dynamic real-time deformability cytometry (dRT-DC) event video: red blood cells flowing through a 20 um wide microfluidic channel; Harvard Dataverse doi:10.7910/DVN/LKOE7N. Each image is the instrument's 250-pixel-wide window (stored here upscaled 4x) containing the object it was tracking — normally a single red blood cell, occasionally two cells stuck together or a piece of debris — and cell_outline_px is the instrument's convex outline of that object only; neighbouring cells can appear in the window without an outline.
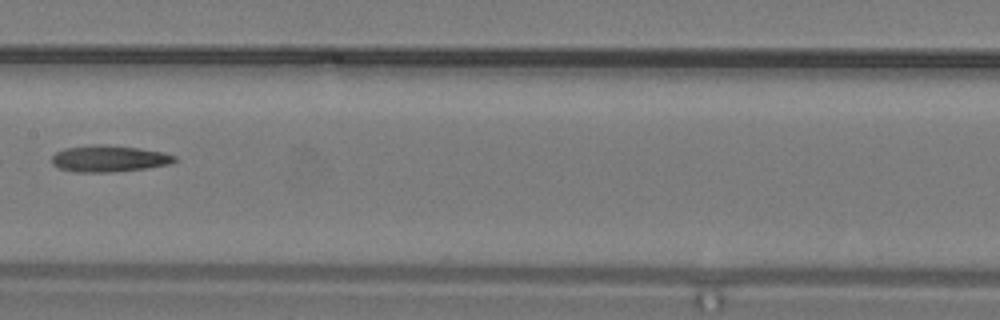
{"species": "common noctule bat (a hibernating species)", "species_latin": "Nyctalus noctula", "temperature_condition": "warm", "stored_images_in_passage": 19, "camera_frame_rate_fps": 3000, "um_per_image_px": 0.085, "animal": {"sex": "male", "body_mass_g": 19.2, "forearm_length_mm": 51.8}, "frame": {"image": 1, "passage_image": 6, "time_ms": 1.667, "image_size_px": [1000, 320], "cell_outline_px": [[176, 160], [168, 164], [148, 168], [112, 172], [76, 172], [60, 168], [52, 164], [52, 156], [56, 152], [64, 148], [92, 144], [100, 144], [136, 148], [164, 152], [176, 156]], "centroid_in_image_um": [9.24, 13.48], "position_along_channel_um": 198.2, "area_um2": 18.9}}